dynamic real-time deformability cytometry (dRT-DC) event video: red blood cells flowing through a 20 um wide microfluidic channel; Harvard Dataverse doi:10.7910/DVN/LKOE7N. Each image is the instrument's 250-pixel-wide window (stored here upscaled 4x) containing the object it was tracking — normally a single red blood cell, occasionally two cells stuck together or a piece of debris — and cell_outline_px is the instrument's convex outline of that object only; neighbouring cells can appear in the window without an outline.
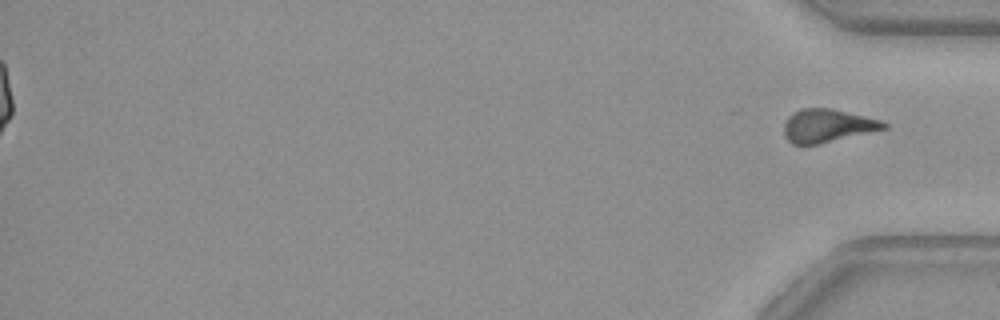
{"species": "common noctule bat (a hibernating species)", "species_latin": "Nyctalus noctula", "temperature_condition": "warm", "stored_images_in_passage": 51, "segment_of_instrument_passage": [2, 2], "camera_frame_rate_fps": 3000, "um_per_image_px": 0.085, "animal": {"sex": "female", "body_mass_g": 29.2, "forearm_length_mm": 56.3}, "frame": {"image": 1, "passage_image": 51, "time_ms": 16.667, "image_size_px": [1000, 320], "cell_outline_px": [[888, 128], [816, 144], [792, 144], [784, 136], [784, 124], [788, 116], [792, 112], [800, 108], [832, 108], [880, 120], [888, 124]], "centroid_in_image_um": [70.3, 10.67], "position_along_channel_um": 364.9, "area_um2": 19.13}}